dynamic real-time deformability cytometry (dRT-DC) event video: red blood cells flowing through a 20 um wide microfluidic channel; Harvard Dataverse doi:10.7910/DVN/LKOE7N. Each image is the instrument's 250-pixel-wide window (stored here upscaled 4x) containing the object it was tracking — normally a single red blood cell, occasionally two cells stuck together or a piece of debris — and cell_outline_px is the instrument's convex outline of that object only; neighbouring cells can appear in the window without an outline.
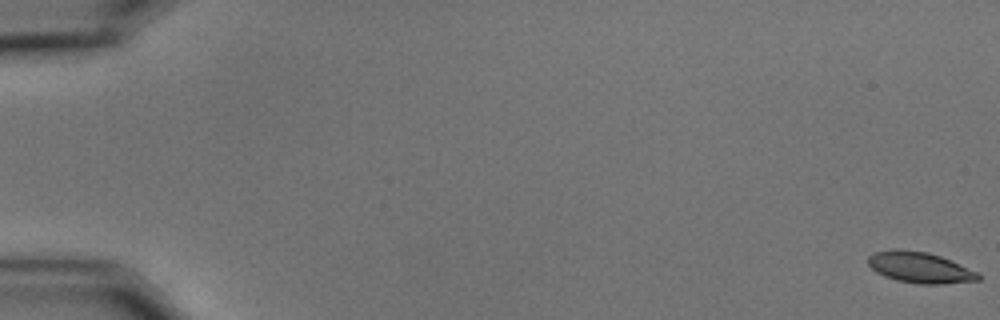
{"species": "common noctule bat (a hibernating species)", "species_latin": "Nyctalus noctula", "temperature_condition": "cold", "stored_images_in_passage": 59, "camera_frame_rate_fps": 3000, "um_per_image_px": 0.085, "animal": {"sex": "male", "body_mass_g": 15.6}, "frame": {"image": 1, "passage_image": 1, "time_ms": 0.0, "image_size_px": [1000, 320], "cell_outline_px": [[980, 280], [940, 284], [920, 284], [896, 280], [884, 276], [876, 272], [868, 264], [868, 256], [876, 252], [892, 248], [896, 248], [928, 252], [940, 256], [980, 272]], "centroid_in_image_um": [78.19, 22.73], "position_along_channel_um": 6.8, "area_um2": 20.0}}
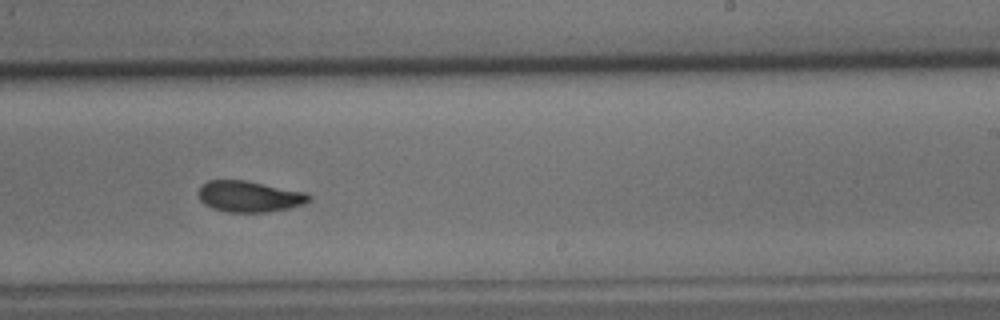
{"frame": {"image": 2, "passage_image": 38, "time_ms": 12.333, "image_size_px": [1000, 320], "cell_outline_px": [[312, 196], [304, 204], [292, 208], [268, 212], [228, 212], [212, 208], [204, 204], [200, 200], [196, 192], [208, 180], [244, 180], [308, 192]], "centroid_in_image_um": [21.21, 16.7], "position_along_channel_um": 267.8, "area_um2": 20.23}}
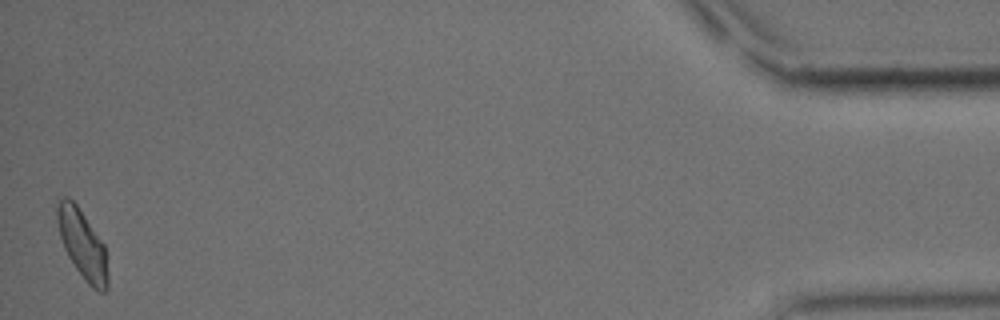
{"frame": {"image": 3, "passage_image": 59, "time_ms": 19.333, "image_size_px": [1000, 320], "cell_outline_px": [[108, 288], [104, 292], [100, 292], [92, 288], [84, 280], [68, 256], [64, 248], [60, 236], [56, 220], [56, 208], [60, 200], [64, 196], [68, 196], [76, 204], [104, 244], [108, 276]], "centroid_in_image_um": [7.0, 20.79], "position_along_channel_um": 428.2, "area_um2": 20.17}, "authors_computed_cell_mechanics": {"area_um2": 20.1144, "velocity_mm_per_s": 3.4673, "shape_relaxation_time_tau1_ms": 4.6726, "shape_relaxation_time_tau2_ms": 4.5964, "deformation_change_tau1": 0.1208, "deformation_change_tau2": 0.0869}}